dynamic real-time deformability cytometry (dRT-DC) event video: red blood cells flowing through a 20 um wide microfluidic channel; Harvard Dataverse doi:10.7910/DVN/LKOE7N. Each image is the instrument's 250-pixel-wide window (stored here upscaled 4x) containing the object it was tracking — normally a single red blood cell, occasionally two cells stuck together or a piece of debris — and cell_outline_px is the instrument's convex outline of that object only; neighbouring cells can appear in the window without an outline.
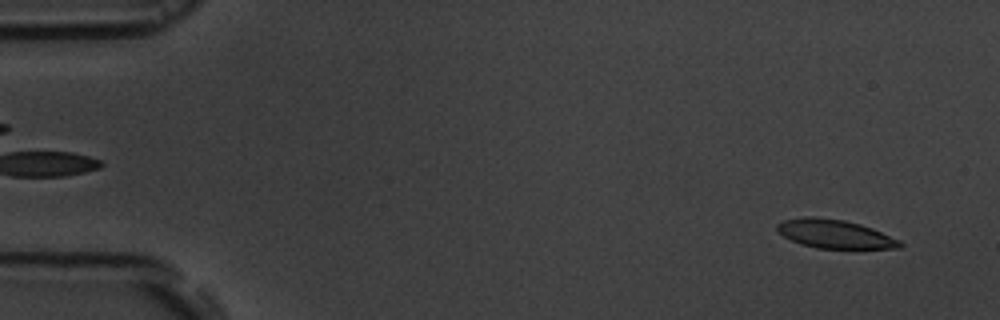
{"species": "common noctule bat (a hibernating species)", "species_latin": "Nyctalus noctula", "temperature_condition": "room temperature", "stored_images_in_passage": 55, "camera_frame_rate_fps": 3000, "um_per_image_px": 0.085, "animal": {"sex": "male", "body_mass_g": 19.5, "forearm_length_mm": 54.6}, "frame": {"image": 1, "passage_image": 3, "time_ms": 0.667, "image_size_px": [1000, 320], "cell_outline_px": [[904, 244], [900, 248], [816, 248], [800, 244], [784, 236], [776, 228], [776, 224], [784, 220], [804, 216], [812, 216], [844, 220], [860, 224], [872, 228], [900, 240]], "centroid_in_image_um": [70.95, 19.88], "position_along_channel_um": 14.0, "area_um2": 20.4}}
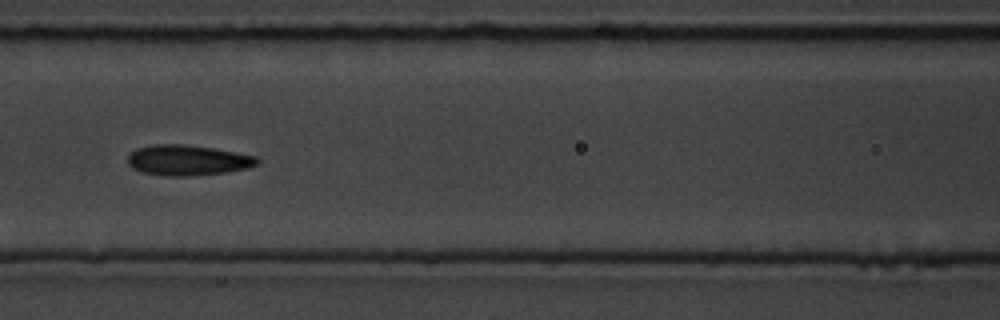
{"frame": {"image": 2, "passage_image": 24, "time_ms": 7.667, "image_size_px": [1000, 320], "cell_outline_px": [[260, 160], [256, 164], [248, 168], [224, 172], [192, 176], [168, 176], [144, 172], [132, 168], [128, 164], [128, 156], [136, 148], [156, 144], [184, 144], [212, 148], [256, 156]], "centroid_in_image_um": [15.94, 13.61], "position_along_channel_um": 150.7, "area_um2": 22.77}}
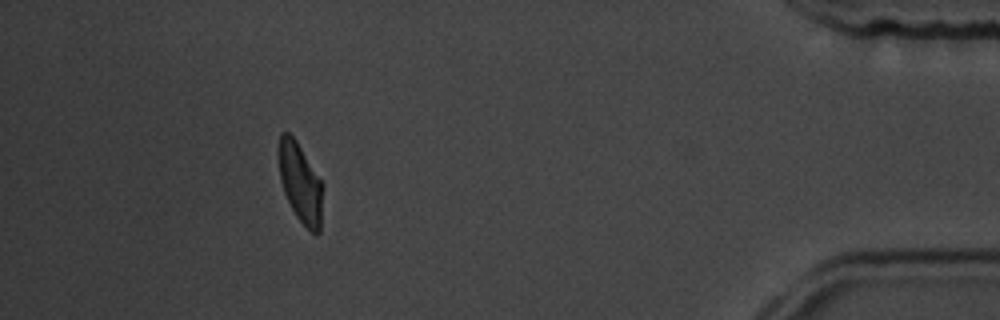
{"frame": {"image": 3, "passage_image": 50, "time_ms": 16.333, "image_size_px": [1000, 320], "cell_outline_px": [[324, 184], [320, 232], [316, 236], [296, 216], [284, 192], [280, 180], [276, 152], [280, 132], [288, 132], [296, 140]], "centroid_in_image_um": [25.52, 15.5], "position_along_channel_um": 409.7, "area_um2": 20.92}, "authors_computed_cell_mechanics": {"area_um2": 21.964, "velocity_mm_per_s": 3.6431, "shape_relaxation_time_tau1_ms": 4.4703, "shape_relaxation_time_tau2_ms": 1.7967, "deformation_change_tau1": 0.1425, "deformation_change_tau2": 0.0899}}